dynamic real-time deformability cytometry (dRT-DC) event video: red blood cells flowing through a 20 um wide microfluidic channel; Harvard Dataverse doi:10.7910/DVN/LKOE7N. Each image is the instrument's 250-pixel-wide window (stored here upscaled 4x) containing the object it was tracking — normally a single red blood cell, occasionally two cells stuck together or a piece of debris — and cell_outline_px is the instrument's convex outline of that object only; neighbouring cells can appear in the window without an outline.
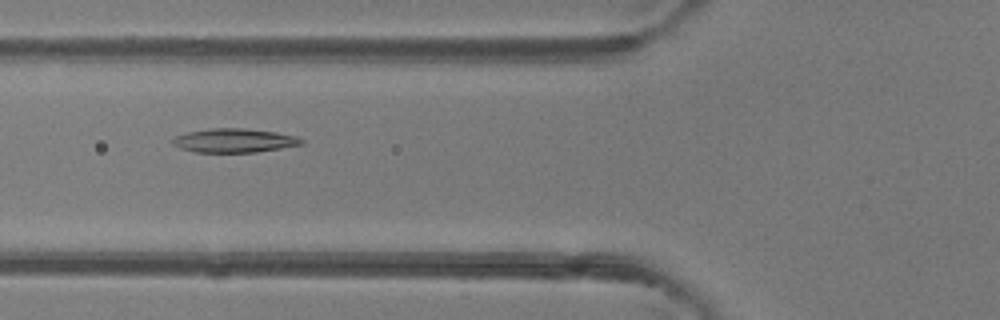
{"species": "common noctule bat (a hibernating species)", "species_latin": "Nyctalus noctula", "temperature_condition": "room temperature", "stored_images_in_passage": 4, "camera_frame_rate_fps": 3000, "um_per_image_px": 0.085, "animal": {"sex": "female"}, "frame": {"image": 1, "passage_image": 4, "time_ms": 1.0, "image_size_px": [1000, 320], "cell_outline_px": [[304, 144], [256, 152], [196, 152], [180, 148], [172, 144], [172, 140], [176, 136], [188, 132], [212, 128], [244, 128], [276, 132], [296, 136], [304, 140]], "centroid_in_image_um": [19.92, 11.94], "position_along_channel_um": 105.9, "area_um2": 17.86}}